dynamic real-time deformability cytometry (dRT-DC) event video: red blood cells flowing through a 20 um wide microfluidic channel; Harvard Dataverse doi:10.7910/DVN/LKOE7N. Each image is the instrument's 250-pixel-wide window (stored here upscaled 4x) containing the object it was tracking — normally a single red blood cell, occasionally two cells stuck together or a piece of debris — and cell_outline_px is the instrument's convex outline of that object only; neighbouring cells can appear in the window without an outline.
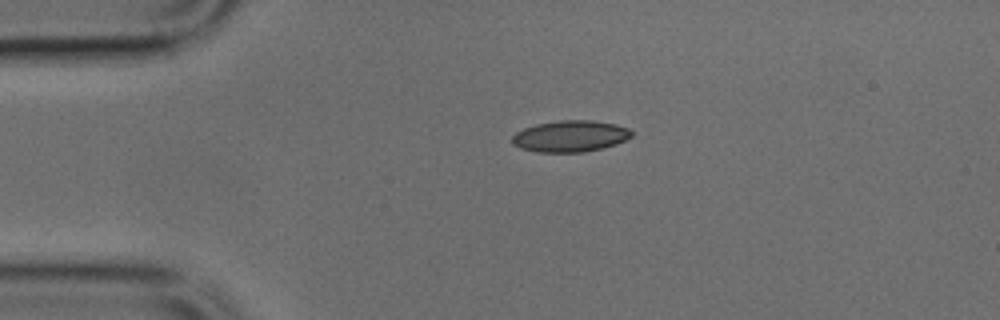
{"species": "common noctule bat (a hibernating species)", "species_latin": "Nyctalus noctula", "temperature_condition": "cold", "stored_images_in_passage": 6, "camera_frame_rate_fps": 3000, "um_per_image_px": 0.085, "animal": {"sex": "male", "body_mass_g": 17.9, "forearm_length_mm": 54.2}, "frame": {"image": 1, "passage_image": 4, "time_ms": 1.0, "image_size_px": [1000, 320], "cell_outline_px": [[632, 136], [616, 144], [584, 152], [536, 152], [520, 148], [512, 144], [512, 136], [516, 132], [524, 128], [536, 124], [560, 120], [592, 120], [616, 124], [628, 128], [632, 132]], "centroid_in_image_um": [48.45, 11.57], "position_along_channel_um": 36.6, "area_um2": 21.85}}